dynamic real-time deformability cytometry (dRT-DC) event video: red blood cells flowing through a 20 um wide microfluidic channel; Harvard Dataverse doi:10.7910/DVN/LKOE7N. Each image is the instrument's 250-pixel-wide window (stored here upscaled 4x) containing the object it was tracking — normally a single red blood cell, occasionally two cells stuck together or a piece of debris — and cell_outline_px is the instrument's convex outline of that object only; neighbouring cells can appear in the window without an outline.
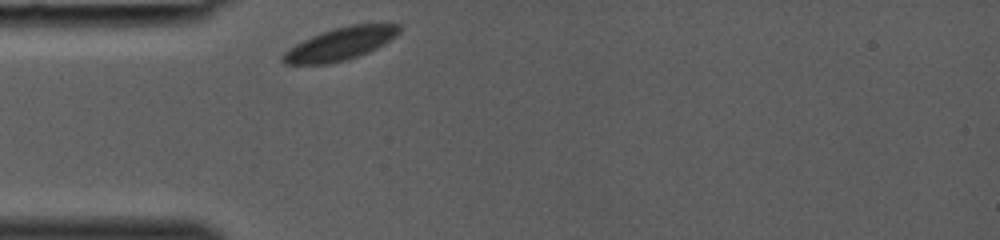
{"species": "common noctule bat (a hibernating species)", "species_latin": "Nyctalus noctula", "temperature_condition": "room temperature", "stored_images_in_passage": 17, "camera_frame_rate_fps": 3000, "um_per_image_px": 0.085, "animal": {"sex": "female", "body_mass_g": 19.0, "forearm_length_mm": 53.3}, "frame": {"image": 1, "passage_image": 1, "time_ms": 0.0, "image_size_px": [1000, 240], "cell_outline_px": [[400, 32], [396, 36], [384, 44], [360, 56], [348, 60], [332, 64], [284, 64], [280, 60], [280, 56], [288, 48], [312, 36], [336, 28], [352, 24], [400, 24]], "centroid_in_image_um": [28.91, 3.75], "position_along_channel_um": 56.1, "area_um2": 22.14}}
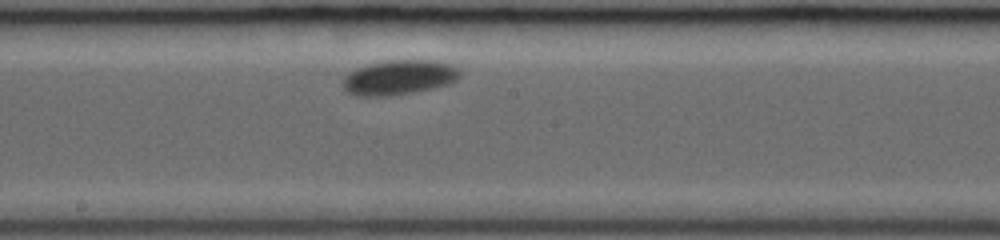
{"frame": {"image": 2, "passage_image": 10, "time_ms": 3.0, "image_size_px": [1000, 240], "cell_outline_px": [[460, 76], [456, 80], [448, 84], [432, 88], [412, 92], [388, 96], [356, 96], [348, 92], [344, 88], [344, 76], [356, 68], [368, 64], [388, 60], [436, 60], [452, 64], [460, 68]], "centroid_in_image_um": [33.94, 6.57], "position_along_channel_um": 214.3, "area_um2": 23.76}}
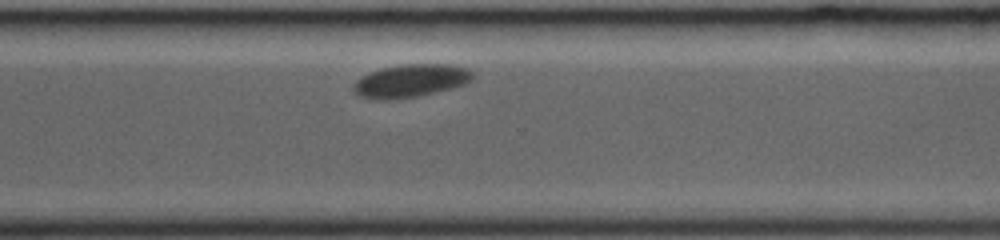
{"frame": {"image": 3, "passage_image": 17, "time_ms": 5.333, "image_size_px": [1000, 240], "cell_outline_px": [[472, 80], [464, 84], [452, 88], [420, 96], [376, 100], [360, 96], [352, 88], [356, 80], [372, 72], [384, 68], [408, 64], [444, 64], [468, 68], [472, 72]], "centroid_in_image_um": [34.93, 6.87], "position_along_channel_um": 335.7, "area_um2": 22.43}}